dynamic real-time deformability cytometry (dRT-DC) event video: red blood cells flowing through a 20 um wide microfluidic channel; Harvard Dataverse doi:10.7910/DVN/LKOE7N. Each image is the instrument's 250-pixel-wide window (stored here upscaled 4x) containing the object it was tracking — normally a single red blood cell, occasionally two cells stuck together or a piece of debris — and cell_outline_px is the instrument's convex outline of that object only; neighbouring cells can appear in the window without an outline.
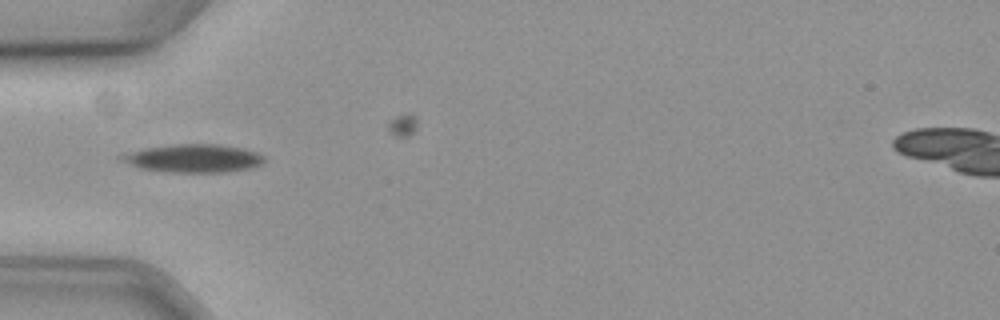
{"species": "common noctule bat (a hibernating species)", "species_latin": "Nyctalus noctula", "temperature_condition": "cold", "stored_images_in_passage": 28, "camera_frame_rate_fps": 3000, "um_per_image_px": 0.085, "animal": {"sex": "female", "body_mass_g": 19.3, "forearm_length_mm": 54.1}, "frame": {"image": 1, "passage_image": 1, "time_ms": 0.0, "image_size_px": [1000, 320], "cell_outline_px": [[264, 160], [260, 164], [248, 168], [224, 172], [172, 172], [140, 168], [116, 160], [116, 156], [128, 152], [144, 148], [176, 144], [220, 144], [244, 148], [256, 152], [264, 156]], "centroid_in_image_um": [16.37, 13.45], "position_along_channel_um": 68.6, "area_um2": 23.47}}
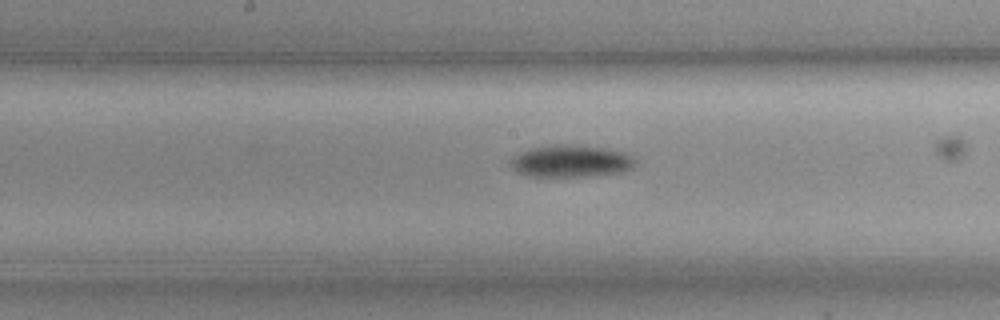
{"frame": {"image": 2, "passage_image": 12, "time_ms": 3.667, "image_size_px": [1000, 320], "cell_outline_px": [[636, 164], [628, 172], [588, 176], [528, 176], [516, 172], [512, 168], [512, 160], [516, 156], [532, 148], [604, 148], [624, 152], [632, 156], [636, 160]], "centroid_in_image_um": [48.64, 13.78], "position_along_channel_um": 199.6, "area_um2": 22.02}}
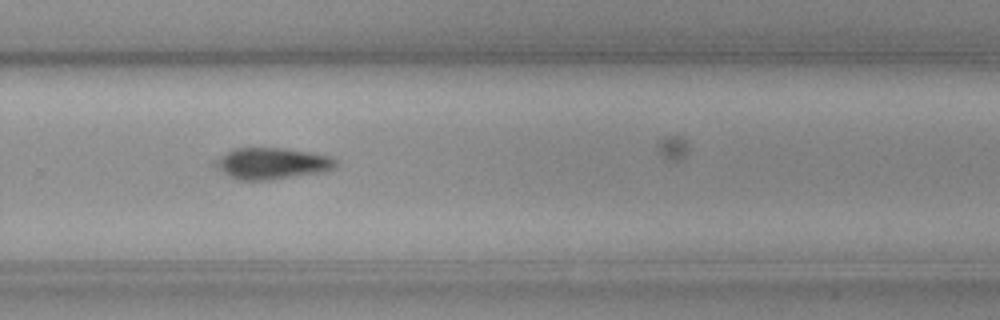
{"frame": {"image": 3, "passage_image": 21, "time_ms": 6.667, "image_size_px": [1000, 320], "cell_outline_px": [[336, 168], [320, 172], [268, 180], [240, 180], [228, 176], [212, 164], [212, 160], [232, 148], [284, 148], [332, 156], [336, 160]], "centroid_in_image_um": [23.05, 13.88], "position_along_channel_um": 306.7, "area_um2": 22.14}}